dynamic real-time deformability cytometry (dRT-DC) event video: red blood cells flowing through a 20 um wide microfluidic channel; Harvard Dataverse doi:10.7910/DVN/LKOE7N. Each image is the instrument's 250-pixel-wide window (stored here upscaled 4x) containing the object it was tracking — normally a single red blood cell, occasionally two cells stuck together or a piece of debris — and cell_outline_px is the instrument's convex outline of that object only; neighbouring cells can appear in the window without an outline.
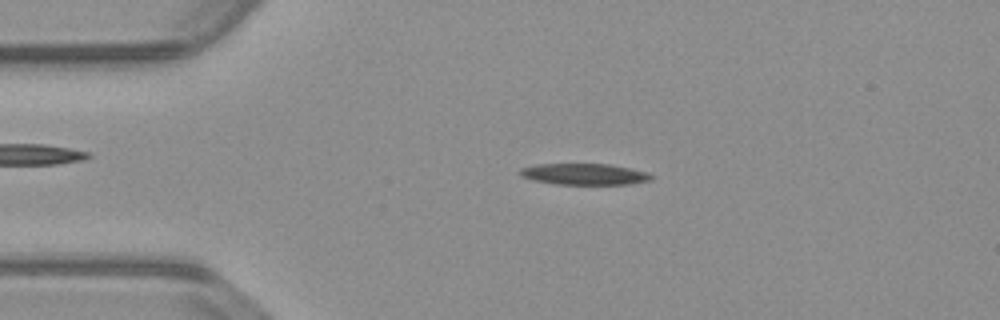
{"species": "common noctule bat (a hibernating species)", "species_latin": "Nyctalus noctula", "temperature_condition": "warm", "stored_images_in_passage": 49, "camera_frame_rate_fps": 3000, "um_per_image_px": 0.085, "animal": {"sex": "male", "body_mass_g": 23.1, "forearm_length_mm": 52.7}, "frame": {"image": 1, "passage_image": 6, "time_ms": 1.667, "image_size_px": [1000, 320], "cell_outline_px": [[656, 176], [652, 180], [628, 184], [556, 184], [532, 180], [520, 176], [520, 168], [536, 164], [608, 164], [632, 168], [648, 172]], "centroid_in_image_um": [49.7, 14.8], "position_along_channel_um": 35.3, "area_um2": 16.42}}
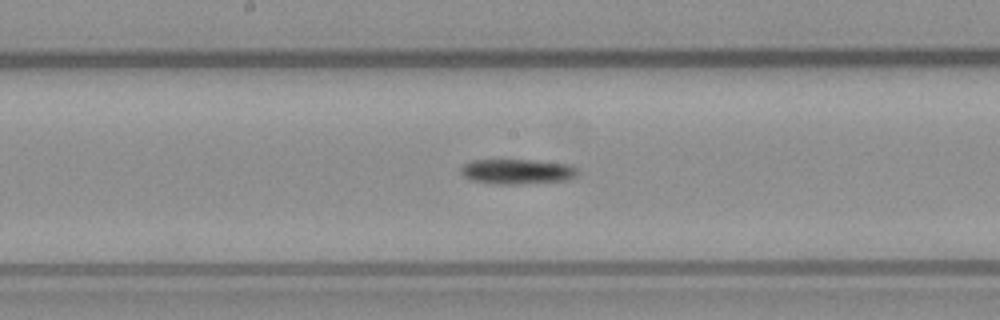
{"frame": {"image": 2, "passage_image": 22, "time_ms": 7.0, "image_size_px": [1000, 320], "cell_outline_px": [[580, 168], [576, 176], [572, 180], [516, 184], [492, 184], [472, 180], [464, 176], [460, 172], [460, 168], [464, 164], [472, 160], [528, 160], [572, 164]], "centroid_in_image_um": [44.02, 14.58], "position_along_channel_um": 204.2, "area_um2": 17.28}}
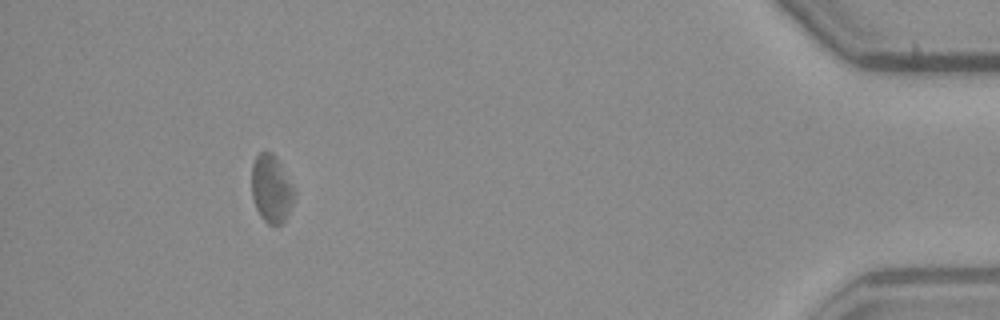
{"frame": {"image": 3, "passage_image": 44, "time_ms": 14.333, "image_size_px": [1000, 320], "cell_outline_px": [[296, 192], [292, 204], [284, 220], [280, 224], [268, 224], [260, 216], [256, 208], [252, 196], [252, 164], [256, 156], [260, 152], [272, 152], [276, 156]], "centroid_in_image_um": [23.05, 16.03], "position_along_channel_um": 412.1, "area_um2": 16.65}}